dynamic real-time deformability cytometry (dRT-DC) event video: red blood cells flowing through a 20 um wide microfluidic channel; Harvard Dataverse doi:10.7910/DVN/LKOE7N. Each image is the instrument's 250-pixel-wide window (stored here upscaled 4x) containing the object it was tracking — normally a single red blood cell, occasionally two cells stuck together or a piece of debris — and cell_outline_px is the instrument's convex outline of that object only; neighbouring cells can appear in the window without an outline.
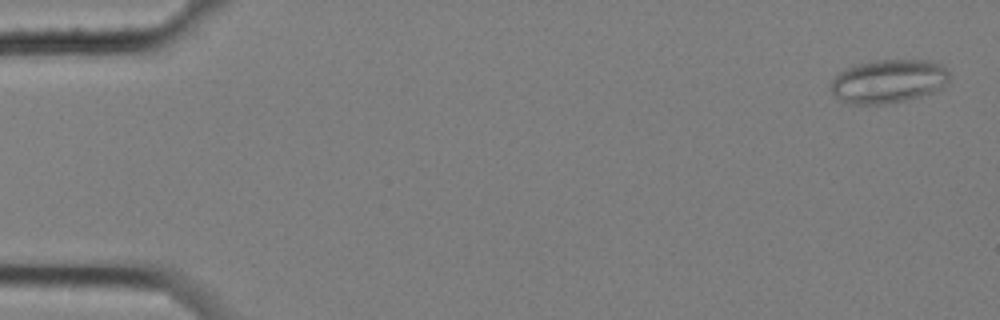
{"species": "common noctule bat (a hibernating species)", "species_latin": "Nyctalus noctula", "temperature_condition": "cold", "stored_images_in_passage": 4, "camera_frame_rate_fps": 3000, "um_per_image_px": 0.085, "animal": {"sex": "female", "body_mass_g": 25.1}, "frame": {"image": 1, "passage_image": 1, "time_ms": 0.0, "image_size_px": [1000, 320], "cell_outline_px": [[948, 80], [940, 88], [932, 92], [920, 96], [904, 100], [884, 104], [840, 104], [832, 92], [832, 80], [844, 68], [852, 64], [876, 60], [928, 60], [944, 64], [948, 68]], "centroid_in_image_um": [75.48, 6.9], "position_along_channel_um": 9.5, "area_um2": 30.4}}